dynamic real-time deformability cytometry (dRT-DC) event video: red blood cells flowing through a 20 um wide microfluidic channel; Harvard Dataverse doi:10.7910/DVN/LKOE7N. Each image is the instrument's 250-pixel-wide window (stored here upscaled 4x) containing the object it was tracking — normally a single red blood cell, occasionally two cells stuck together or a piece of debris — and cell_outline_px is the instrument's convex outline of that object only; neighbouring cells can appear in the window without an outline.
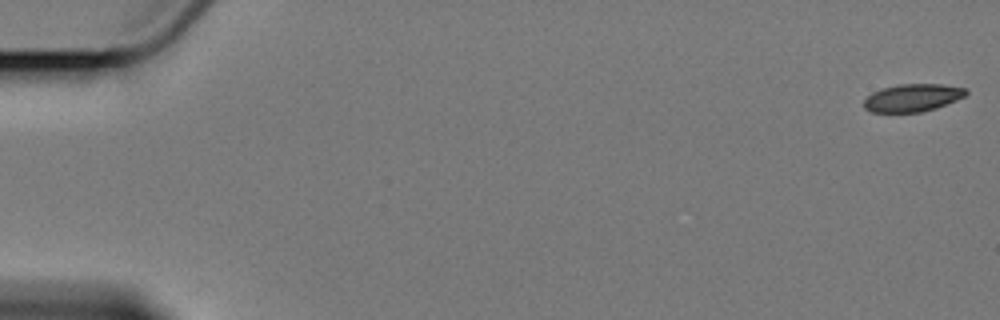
{"species": "Egyptian fruit bat (a non-hibernating species)", "species_latin": "Rousettus aegyptiacus", "temperature_condition": "cold", "stored_images_in_passage": 6, "camera_frame_rate_fps": 3000, "um_per_image_px": 0.085, "animal": {"sex": "female"}, "frame": {"image": 1, "passage_image": 1, "time_ms": 0.0, "image_size_px": [1000, 320], "cell_outline_px": [[968, 92], [964, 96], [956, 100], [936, 108], [920, 112], [872, 112], [864, 108], [864, 100], [872, 92], [884, 88], [900, 84], [944, 84], [968, 88]], "centroid_in_image_um": [77.59, 8.3], "position_along_channel_um": 7.4, "area_um2": 16.42}}